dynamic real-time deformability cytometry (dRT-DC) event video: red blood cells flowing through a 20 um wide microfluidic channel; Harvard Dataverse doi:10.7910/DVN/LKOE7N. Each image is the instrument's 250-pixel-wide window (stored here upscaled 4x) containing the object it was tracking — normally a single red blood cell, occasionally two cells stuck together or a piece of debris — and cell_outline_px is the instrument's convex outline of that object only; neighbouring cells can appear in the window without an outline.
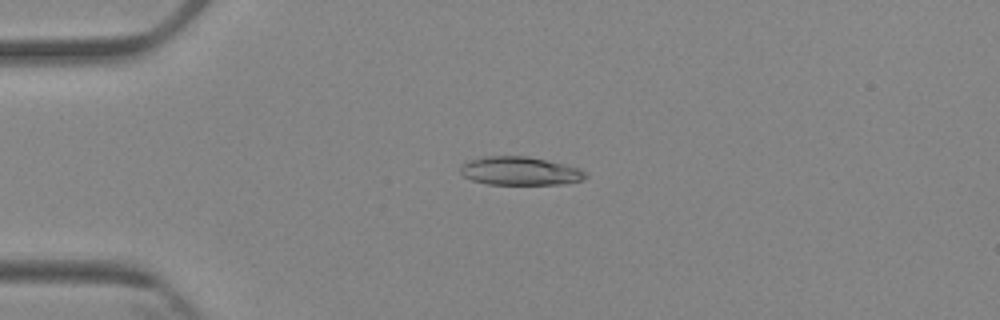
{"species": "Egyptian fruit bat (a non-hibernating species)", "species_latin": "Rousettus aegyptiacus", "temperature_condition": "cold", "stored_images_in_passage": 5, "camera_frame_rate_fps": 3000, "um_per_image_px": 0.085, "animal": {"sex": "female"}, "frame": {"image": 1, "passage_image": 4, "time_ms": 3.667, "image_size_px": [1000, 320], "cell_outline_px": [[588, 176], [584, 180], [560, 184], [488, 184], [472, 180], [464, 176], [460, 172], [460, 168], [468, 160], [480, 156], [528, 156], [564, 164], [580, 168], [588, 172]], "centroid_in_image_um": [44.22, 14.53], "position_along_channel_um": 40.8, "area_um2": 20.87}}